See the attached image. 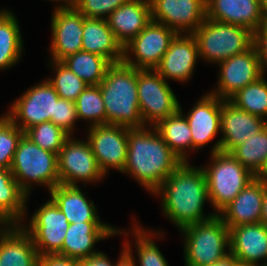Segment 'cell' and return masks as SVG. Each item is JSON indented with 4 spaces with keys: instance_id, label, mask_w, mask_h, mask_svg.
<instances>
[{
    "instance_id": "e0dca14e",
    "label": "cell",
    "mask_w": 267,
    "mask_h": 266,
    "mask_svg": "<svg viewBox=\"0 0 267 266\" xmlns=\"http://www.w3.org/2000/svg\"><path fill=\"white\" fill-rule=\"evenodd\" d=\"M51 59L62 61L82 50V35L85 16L74 6L54 9L51 17Z\"/></svg>"
},
{
    "instance_id": "f35d334b",
    "label": "cell",
    "mask_w": 267,
    "mask_h": 266,
    "mask_svg": "<svg viewBox=\"0 0 267 266\" xmlns=\"http://www.w3.org/2000/svg\"><path fill=\"white\" fill-rule=\"evenodd\" d=\"M128 0H73V6L85 18L107 19V17Z\"/></svg>"
},
{
    "instance_id": "484cf974",
    "label": "cell",
    "mask_w": 267,
    "mask_h": 266,
    "mask_svg": "<svg viewBox=\"0 0 267 266\" xmlns=\"http://www.w3.org/2000/svg\"><path fill=\"white\" fill-rule=\"evenodd\" d=\"M82 50L105 57L111 64L123 61L124 47L106 19L84 18Z\"/></svg>"
},
{
    "instance_id": "9a60e30c",
    "label": "cell",
    "mask_w": 267,
    "mask_h": 266,
    "mask_svg": "<svg viewBox=\"0 0 267 266\" xmlns=\"http://www.w3.org/2000/svg\"><path fill=\"white\" fill-rule=\"evenodd\" d=\"M267 120L237 108L229 100L221 99V139L212 146L211 153H230L236 146L259 133Z\"/></svg>"
},
{
    "instance_id": "83f0119b",
    "label": "cell",
    "mask_w": 267,
    "mask_h": 266,
    "mask_svg": "<svg viewBox=\"0 0 267 266\" xmlns=\"http://www.w3.org/2000/svg\"><path fill=\"white\" fill-rule=\"evenodd\" d=\"M27 201L28 195L20 188L11 170L0 168V227L23 223Z\"/></svg>"
},
{
    "instance_id": "52a82bcc",
    "label": "cell",
    "mask_w": 267,
    "mask_h": 266,
    "mask_svg": "<svg viewBox=\"0 0 267 266\" xmlns=\"http://www.w3.org/2000/svg\"><path fill=\"white\" fill-rule=\"evenodd\" d=\"M57 154L40 148L25 134L20 138L10 167L14 179L29 196L33 182L48 191L59 185Z\"/></svg>"
},
{
    "instance_id": "cb8c5ba5",
    "label": "cell",
    "mask_w": 267,
    "mask_h": 266,
    "mask_svg": "<svg viewBox=\"0 0 267 266\" xmlns=\"http://www.w3.org/2000/svg\"><path fill=\"white\" fill-rule=\"evenodd\" d=\"M109 28L124 47L151 21L149 0H128L108 17Z\"/></svg>"
},
{
    "instance_id": "44dd1931",
    "label": "cell",
    "mask_w": 267,
    "mask_h": 266,
    "mask_svg": "<svg viewBox=\"0 0 267 266\" xmlns=\"http://www.w3.org/2000/svg\"><path fill=\"white\" fill-rule=\"evenodd\" d=\"M206 18L240 25L253 33L266 22L261 0H206Z\"/></svg>"
},
{
    "instance_id": "8fae6325",
    "label": "cell",
    "mask_w": 267,
    "mask_h": 266,
    "mask_svg": "<svg viewBox=\"0 0 267 266\" xmlns=\"http://www.w3.org/2000/svg\"><path fill=\"white\" fill-rule=\"evenodd\" d=\"M176 34L174 29L151 20L135 38L124 46L123 62L139 70L155 69ZM130 55H134L135 59Z\"/></svg>"
},
{
    "instance_id": "ee69618b",
    "label": "cell",
    "mask_w": 267,
    "mask_h": 266,
    "mask_svg": "<svg viewBox=\"0 0 267 266\" xmlns=\"http://www.w3.org/2000/svg\"><path fill=\"white\" fill-rule=\"evenodd\" d=\"M80 266H116V263L110 261L108 256L100 252L85 260H80Z\"/></svg>"
},
{
    "instance_id": "d6986e66",
    "label": "cell",
    "mask_w": 267,
    "mask_h": 266,
    "mask_svg": "<svg viewBox=\"0 0 267 266\" xmlns=\"http://www.w3.org/2000/svg\"><path fill=\"white\" fill-rule=\"evenodd\" d=\"M198 58V45L193 34L177 33L154 70L166 81L187 82L192 78Z\"/></svg>"
},
{
    "instance_id": "f907efd6",
    "label": "cell",
    "mask_w": 267,
    "mask_h": 266,
    "mask_svg": "<svg viewBox=\"0 0 267 266\" xmlns=\"http://www.w3.org/2000/svg\"><path fill=\"white\" fill-rule=\"evenodd\" d=\"M237 266H256V265L239 263Z\"/></svg>"
},
{
    "instance_id": "9c48e42d",
    "label": "cell",
    "mask_w": 267,
    "mask_h": 266,
    "mask_svg": "<svg viewBox=\"0 0 267 266\" xmlns=\"http://www.w3.org/2000/svg\"><path fill=\"white\" fill-rule=\"evenodd\" d=\"M60 184L78 186L80 183H95L104 178L90 142L80 141L70 136L57 154Z\"/></svg>"
},
{
    "instance_id": "2e32d148",
    "label": "cell",
    "mask_w": 267,
    "mask_h": 266,
    "mask_svg": "<svg viewBox=\"0 0 267 266\" xmlns=\"http://www.w3.org/2000/svg\"><path fill=\"white\" fill-rule=\"evenodd\" d=\"M151 20L193 34L206 19V0H149Z\"/></svg>"
},
{
    "instance_id": "5bb4252c",
    "label": "cell",
    "mask_w": 267,
    "mask_h": 266,
    "mask_svg": "<svg viewBox=\"0 0 267 266\" xmlns=\"http://www.w3.org/2000/svg\"><path fill=\"white\" fill-rule=\"evenodd\" d=\"M87 140L101 171L123 172L128 151V128L112 124L94 125L87 131Z\"/></svg>"
},
{
    "instance_id": "1f68e13d",
    "label": "cell",
    "mask_w": 267,
    "mask_h": 266,
    "mask_svg": "<svg viewBox=\"0 0 267 266\" xmlns=\"http://www.w3.org/2000/svg\"><path fill=\"white\" fill-rule=\"evenodd\" d=\"M230 153L241 165L258 176L267 164V125Z\"/></svg>"
},
{
    "instance_id": "5b68a950",
    "label": "cell",
    "mask_w": 267,
    "mask_h": 266,
    "mask_svg": "<svg viewBox=\"0 0 267 266\" xmlns=\"http://www.w3.org/2000/svg\"><path fill=\"white\" fill-rule=\"evenodd\" d=\"M193 36L198 45L200 59L214 64L243 53L254 44V33L248 28L208 18L196 29Z\"/></svg>"
},
{
    "instance_id": "6da1fadb",
    "label": "cell",
    "mask_w": 267,
    "mask_h": 266,
    "mask_svg": "<svg viewBox=\"0 0 267 266\" xmlns=\"http://www.w3.org/2000/svg\"><path fill=\"white\" fill-rule=\"evenodd\" d=\"M153 194L162 196V211L178 230L217 215H204L205 201L210 202L206 175L189 162H182Z\"/></svg>"
},
{
    "instance_id": "7c38bea8",
    "label": "cell",
    "mask_w": 267,
    "mask_h": 266,
    "mask_svg": "<svg viewBox=\"0 0 267 266\" xmlns=\"http://www.w3.org/2000/svg\"><path fill=\"white\" fill-rule=\"evenodd\" d=\"M59 98L54 87L46 79L31 86L18 97L5 115L25 132L36 124L51 121L55 116V103Z\"/></svg>"
},
{
    "instance_id": "4fadbf2b",
    "label": "cell",
    "mask_w": 267,
    "mask_h": 266,
    "mask_svg": "<svg viewBox=\"0 0 267 266\" xmlns=\"http://www.w3.org/2000/svg\"><path fill=\"white\" fill-rule=\"evenodd\" d=\"M218 65V84L216 89L209 93L222 100H229L239 90L265 75L254 44L247 51L221 61Z\"/></svg>"
},
{
    "instance_id": "ab89813d",
    "label": "cell",
    "mask_w": 267,
    "mask_h": 266,
    "mask_svg": "<svg viewBox=\"0 0 267 266\" xmlns=\"http://www.w3.org/2000/svg\"><path fill=\"white\" fill-rule=\"evenodd\" d=\"M77 120L75 102L59 98L55 103V116L51 118V122L72 136V134H74L73 130H75V121Z\"/></svg>"
},
{
    "instance_id": "ffe728a7",
    "label": "cell",
    "mask_w": 267,
    "mask_h": 266,
    "mask_svg": "<svg viewBox=\"0 0 267 266\" xmlns=\"http://www.w3.org/2000/svg\"><path fill=\"white\" fill-rule=\"evenodd\" d=\"M184 116L190 126L194 151L209 144L218 132L221 134V98L209 92Z\"/></svg>"
},
{
    "instance_id": "277c9868",
    "label": "cell",
    "mask_w": 267,
    "mask_h": 266,
    "mask_svg": "<svg viewBox=\"0 0 267 266\" xmlns=\"http://www.w3.org/2000/svg\"><path fill=\"white\" fill-rule=\"evenodd\" d=\"M180 232L184 233L185 266H210L230 253V230L219 215Z\"/></svg>"
},
{
    "instance_id": "7402d4cb",
    "label": "cell",
    "mask_w": 267,
    "mask_h": 266,
    "mask_svg": "<svg viewBox=\"0 0 267 266\" xmlns=\"http://www.w3.org/2000/svg\"><path fill=\"white\" fill-rule=\"evenodd\" d=\"M265 189L266 182L256 177L218 214L229 230L261 222Z\"/></svg>"
},
{
    "instance_id": "e575fe53",
    "label": "cell",
    "mask_w": 267,
    "mask_h": 266,
    "mask_svg": "<svg viewBox=\"0 0 267 266\" xmlns=\"http://www.w3.org/2000/svg\"><path fill=\"white\" fill-rule=\"evenodd\" d=\"M133 224L131 231V235L135 236V242L137 248L135 252H137V258L139 266H169L167 260L165 259L164 255L160 252L157 245L154 243L153 237L155 235L156 238L159 236L162 238L163 232L157 231V233H153L152 230L144 231L143 227H140L139 224ZM152 236V237H151Z\"/></svg>"
},
{
    "instance_id": "c3c4849f",
    "label": "cell",
    "mask_w": 267,
    "mask_h": 266,
    "mask_svg": "<svg viewBox=\"0 0 267 266\" xmlns=\"http://www.w3.org/2000/svg\"><path fill=\"white\" fill-rule=\"evenodd\" d=\"M261 4L263 16L265 21L267 22V0H261Z\"/></svg>"
},
{
    "instance_id": "4dcf8cb0",
    "label": "cell",
    "mask_w": 267,
    "mask_h": 266,
    "mask_svg": "<svg viewBox=\"0 0 267 266\" xmlns=\"http://www.w3.org/2000/svg\"><path fill=\"white\" fill-rule=\"evenodd\" d=\"M88 85H99L111 63L103 56L80 50L61 61Z\"/></svg>"
},
{
    "instance_id": "3957f363",
    "label": "cell",
    "mask_w": 267,
    "mask_h": 266,
    "mask_svg": "<svg viewBox=\"0 0 267 266\" xmlns=\"http://www.w3.org/2000/svg\"><path fill=\"white\" fill-rule=\"evenodd\" d=\"M99 87L106 110V124L130 129L145 127L139 109L135 67L123 61L111 64Z\"/></svg>"
},
{
    "instance_id": "f546056e",
    "label": "cell",
    "mask_w": 267,
    "mask_h": 266,
    "mask_svg": "<svg viewBox=\"0 0 267 266\" xmlns=\"http://www.w3.org/2000/svg\"><path fill=\"white\" fill-rule=\"evenodd\" d=\"M19 22L12 11L0 9V70L18 64L23 53Z\"/></svg>"
},
{
    "instance_id": "7dc6e473",
    "label": "cell",
    "mask_w": 267,
    "mask_h": 266,
    "mask_svg": "<svg viewBox=\"0 0 267 266\" xmlns=\"http://www.w3.org/2000/svg\"><path fill=\"white\" fill-rule=\"evenodd\" d=\"M49 1H54V2L58 1V2H60L61 5L60 4H58V6L56 5L55 9L68 8V7H72L73 6V0H49Z\"/></svg>"
},
{
    "instance_id": "d6a6232c",
    "label": "cell",
    "mask_w": 267,
    "mask_h": 266,
    "mask_svg": "<svg viewBox=\"0 0 267 266\" xmlns=\"http://www.w3.org/2000/svg\"><path fill=\"white\" fill-rule=\"evenodd\" d=\"M229 101L237 108L267 119V81L260 77L257 81L247 85L234 94Z\"/></svg>"
},
{
    "instance_id": "7bdbcfd3",
    "label": "cell",
    "mask_w": 267,
    "mask_h": 266,
    "mask_svg": "<svg viewBox=\"0 0 267 266\" xmlns=\"http://www.w3.org/2000/svg\"><path fill=\"white\" fill-rule=\"evenodd\" d=\"M123 250L120 253L119 259L116 262V266H138L136 265V259L133 256V250L130 242L126 240L124 242Z\"/></svg>"
},
{
    "instance_id": "bcb514c9",
    "label": "cell",
    "mask_w": 267,
    "mask_h": 266,
    "mask_svg": "<svg viewBox=\"0 0 267 266\" xmlns=\"http://www.w3.org/2000/svg\"><path fill=\"white\" fill-rule=\"evenodd\" d=\"M261 223L267 225V183L261 206Z\"/></svg>"
},
{
    "instance_id": "816d5d0a",
    "label": "cell",
    "mask_w": 267,
    "mask_h": 266,
    "mask_svg": "<svg viewBox=\"0 0 267 266\" xmlns=\"http://www.w3.org/2000/svg\"><path fill=\"white\" fill-rule=\"evenodd\" d=\"M258 266H267V261L264 264L258 265Z\"/></svg>"
},
{
    "instance_id": "74e56055",
    "label": "cell",
    "mask_w": 267,
    "mask_h": 266,
    "mask_svg": "<svg viewBox=\"0 0 267 266\" xmlns=\"http://www.w3.org/2000/svg\"><path fill=\"white\" fill-rule=\"evenodd\" d=\"M24 132L4 113L0 116V168L10 169L18 142Z\"/></svg>"
},
{
    "instance_id": "8992f818",
    "label": "cell",
    "mask_w": 267,
    "mask_h": 266,
    "mask_svg": "<svg viewBox=\"0 0 267 266\" xmlns=\"http://www.w3.org/2000/svg\"><path fill=\"white\" fill-rule=\"evenodd\" d=\"M210 159L209 165L202 168L207 179L209 203L218 215L257 176L231 153L215 152Z\"/></svg>"
},
{
    "instance_id": "ac0fdd59",
    "label": "cell",
    "mask_w": 267,
    "mask_h": 266,
    "mask_svg": "<svg viewBox=\"0 0 267 266\" xmlns=\"http://www.w3.org/2000/svg\"><path fill=\"white\" fill-rule=\"evenodd\" d=\"M125 233L128 236L129 232L126 230L123 232L104 222L71 223L65 234L62 249L57 255L85 260L101 252L94 248L97 242L115 236V234L125 235Z\"/></svg>"
},
{
    "instance_id": "4316f807",
    "label": "cell",
    "mask_w": 267,
    "mask_h": 266,
    "mask_svg": "<svg viewBox=\"0 0 267 266\" xmlns=\"http://www.w3.org/2000/svg\"><path fill=\"white\" fill-rule=\"evenodd\" d=\"M50 199L65 214L68 222H102L94 202L87 200L79 186L59 184L49 192Z\"/></svg>"
},
{
    "instance_id": "603a6c76",
    "label": "cell",
    "mask_w": 267,
    "mask_h": 266,
    "mask_svg": "<svg viewBox=\"0 0 267 266\" xmlns=\"http://www.w3.org/2000/svg\"><path fill=\"white\" fill-rule=\"evenodd\" d=\"M230 253L243 264L267 261V225L260 223L230 229Z\"/></svg>"
},
{
    "instance_id": "d4e9b609",
    "label": "cell",
    "mask_w": 267,
    "mask_h": 266,
    "mask_svg": "<svg viewBox=\"0 0 267 266\" xmlns=\"http://www.w3.org/2000/svg\"><path fill=\"white\" fill-rule=\"evenodd\" d=\"M0 266H39L32 237L21 227H0Z\"/></svg>"
},
{
    "instance_id": "60d3db41",
    "label": "cell",
    "mask_w": 267,
    "mask_h": 266,
    "mask_svg": "<svg viewBox=\"0 0 267 266\" xmlns=\"http://www.w3.org/2000/svg\"><path fill=\"white\" fill-rule=\"evenodd\" d=\"M254 45L257 48L264 74L267 71V22L254 33Z\"/></svg>"
},
{
    "instance_id": "f6af8a7d",
    "label": "cell",
    "mask_w": 267,
    "mask_h": 266,
    "mask_svg": "<svg viewBox=\"0 0 267 266\" xmlns=\"http://www.w3.org/2000/svg\"><path fill=\"white\" fill-rule=\"evenodd\" d=\"M239 263L240 262L231 253H229L222 260H219L210 266H237Z\"/></svg>"
},
{
    "instance_id": "836d02e7",
    "label": "cell",
    "mask_w": 267,
    "mask_h": 266,
    "mask_svg": "<svg viewBox=\"0 0 267 266\" xmlns=\"http://www.w3.org/2000/svg\"><path fill=\"white\" fill-rule=\"evenodd\" d=\"M78 120L91 126L106 124V110L99 85H88L75 101Z\"/></svg>"
},
{
    "instance_id": "d590c367",
    "label": "cell",
    "mask_w": 267,
    "mask_h": 266,
    "mask_svg": "<svg viewBox=\"0 0 267 266\" xmlns=\"http://www.w3.org/2000/svg\"><path fill=\"white\" fill-rule=\"evenodd\" d=\"M51 62L52 70L56 75L54 78H48L47 80L56 90L60 98L66 100L76 101L78 96L88 86L82 79L74 74L66 65L61 61L49 60Z\"/></svg>"
},
{
    "instance_id": "7a4b0ae2",
    "label": "cell",
    "mask_w": 267,
    "mask_h": 266,
    "mask_svg": "<svg viewBox=\"0 0 267 266\" xmlns=\"http://www.w3.org/2000/svg\"><path fill=\"white\" fill-rule=\"evenodd\" d=\"M181 163L155 127L128 128V151L122 173L131 175L150 193Z\"/></svg>"
},
{
    "instance_id": "681fc988",
    "label": "cell",
    "mask_w": 267,
    "mask_h": 266,
    "mask_svg": "<svg viewBox=\"0 0 267 266\" xmlns=\"http://www.w3.org/2000/svg\"><path fill=\"white\" fill-rule=\"evenodd\" d=\"M257 177L267 183V164Z\"/></svg>"
},
{
    "instance_id": "30bf717a",
    "label": "cell",
    "mask_w": 267,
    "mask_h": 266,
    "mask_svg": "<svg viewBox=\"0 0 267 266\" xmlns=\"http://www.w3.org/2000/svg\"><path fill=\"white\" fill-rule=\"evenodd\" d=\"M21 227L32 237L39 256L60 252L69 228L65 214L51 200H47Z\"/></svg>"
},
{
    "instance_id": "8d00e7d4",
    "label": "cell",
    "mask_w": 267,
    "mask_h": 266,
    "mask_svg": "<svg viewBox=\"0 0 267 266\" xmlns=\"http://www.w3.org/2000/svg\"><path fill=\"white\" fill-rule=\"evenodd\" d=\"M24 134L40 148L58 154L70 135L63 129L45 121L27 129Z\"/></svg>"
},
{
    "instance_id": "ba28073f",
    "label": "cell",
    "mask_w": 267,
    "mask_h": 266,
    "mask_svg": "<svg viewBox=\"0 0 267 266\" xmlns=\"http://www.w3.org/2000/svg\"><path fill=\"white\" fill-rule=\"evenodd\" d=\"M137 92L144 126L154 127L180 108L168 82L154 69H137Z\"/></svg>"
},
{
    "instance_id": "b9f144b4",
    "label": "cell",
    "mask_w": 267,
    "mask_h": 266,
    "mask_svg": "<svg viewBox=\"0 0 267 266\" xmlns=\"http://www.w3.org/2000/svg\"><path fill=\"white\" fill-rule=\"evenodd\" d=\"M39 266H80V260L60 255L39 256Z\"/></svg>"
},
{
    "instance_id": "f1b7e54d",
    "label": "cell",
    "mask_w": 267,
    "mask_h": 266,
    "mask_svg": "<svg viewBox=\"0 0 267 266\" xmlns=\"http://www.w3.org/2000/svg\"><path fill=\"white\" fill-rule=\"evenodd\" d=\"M154 127L172 152L182 162H189L187 153L188 150H192V134L181 105L176 113L160 121Z\"/></svg>"
}]
</instances>
